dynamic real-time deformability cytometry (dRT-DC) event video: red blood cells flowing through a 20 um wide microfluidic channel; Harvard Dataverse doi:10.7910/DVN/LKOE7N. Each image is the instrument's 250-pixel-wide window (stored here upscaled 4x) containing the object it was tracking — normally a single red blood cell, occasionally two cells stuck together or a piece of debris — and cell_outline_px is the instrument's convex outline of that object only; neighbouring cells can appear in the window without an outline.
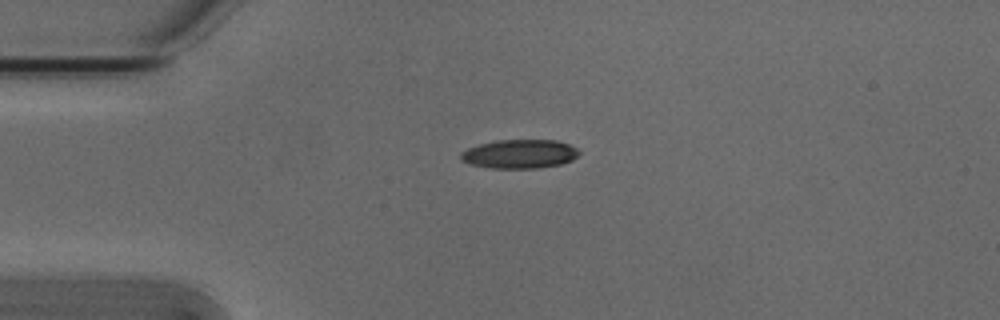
{"species": "Egyptian fruit bat (a non-hibernating species)", "species_latin": "Rousettus aegyptiacus", "temperature_condition": "cold", "stored_images_in_passage": 2, "camera_frame_rate_fps": 3000, "um_per_image_px": 0.085, "animal": {"sex": "male"}, "frame": {"image": 1, "passage_image": 1, "time_ms": 0.0, "image_size_px": [1000, 320], "cell_outline_px": [[580, 152], [572, 160], [560, 164], [536, 168], [492, 168], [472, 164], [460, 160], [460, 152], [468, 148], [480, 144], [496, 140], [556, 140], [568, 144], [576, 148]], "centroid_in_image_um": [44.15, 13.08], "position_along_channel_um": 40.9, "area_um2": 19.77}}